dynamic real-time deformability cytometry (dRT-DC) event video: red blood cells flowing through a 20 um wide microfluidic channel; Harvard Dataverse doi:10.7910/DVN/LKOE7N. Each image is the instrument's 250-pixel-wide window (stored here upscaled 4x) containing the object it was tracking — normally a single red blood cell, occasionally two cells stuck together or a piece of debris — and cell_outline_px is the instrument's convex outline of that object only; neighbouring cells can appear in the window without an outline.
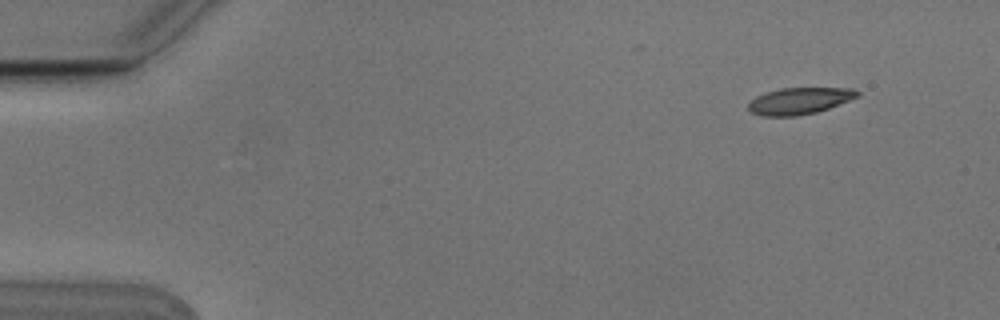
{"species": "Egyptian fruit bat (a non-hibernating species)", "species_latin": "Rousettus aegyptiacus", "temperature_condition": "cold", "stored_images_in_passage": 4, "camera_frame_rate_fps": 3000, "um_per_image_px": 0.085, "animal": {"sex": "male"}, "frame": {"image": 1, "passage_image": 2, "time_ms": 0.333, "image_size_px": [1000, 320], "cell_outline_px": [[860, 96], [828, 108], [816, 112], [796, 116], [764, 116], [752, 112], [748, 108], [748, 104], [756, 96], [780, 88], [852, 88], [860, 92]], "centroid_in_image_um": [67.97, 8.57], "position_along_channel_um": 17.0, "area_um2": 16.76}}